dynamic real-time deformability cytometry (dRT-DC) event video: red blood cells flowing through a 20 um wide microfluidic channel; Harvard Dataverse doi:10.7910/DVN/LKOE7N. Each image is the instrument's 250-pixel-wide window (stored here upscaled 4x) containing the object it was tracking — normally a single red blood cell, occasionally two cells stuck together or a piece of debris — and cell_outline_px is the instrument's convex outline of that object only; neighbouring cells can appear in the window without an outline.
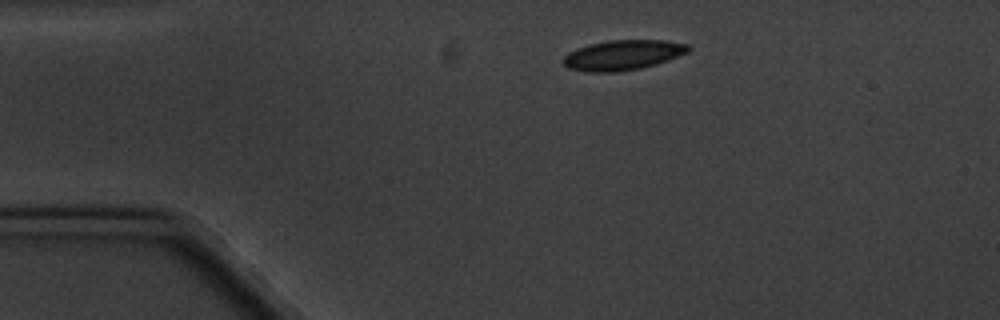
{"species": "common noctule bat (a hibernating species)", "species_latin": "Nyctalus noctula", "temperature_condition": "cold", "stored_images_in_passage": 5, "camera_frame_rate_fps": 3000, "um_per_image_px": 0.085, "animal": {"sex": "male", "body_mass_g": 20.1, "forearm_length_mm": 53.5}, "frame": {"image": 1, "passage_image": 1, "time_ms": 0.0, "image_size_px": [1000, 320], "cell_outline_px": [[692, 48], [688, 52], [668, 60], [656, 64], [640, 68], [616, 72], [588, 72], [568, 68], [560, 60], [568, 52], [576, 48], [588, 44], [608, 40], [664, 40], [688, 44]], "centroid_in_image_um": [52.91, 4.67], "position_along_channel_um": 32.1, "area_um2": 22.08}}
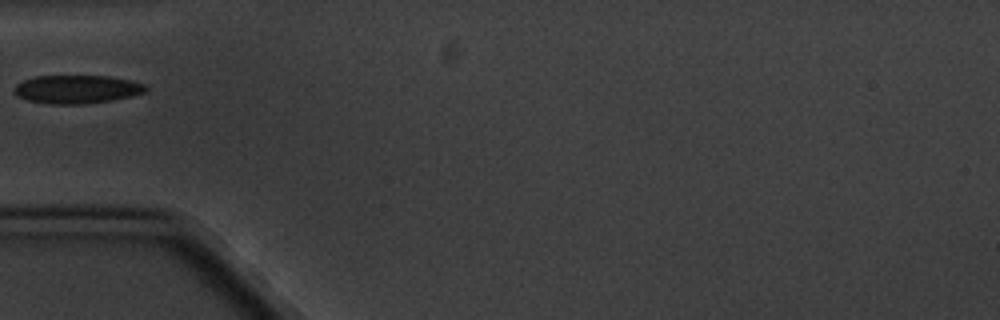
{"frame": {"image": 2, "passage_image": 3, "time_ms": 2.667, "image_size_px": [1000, 320], "cell_outline_px": [[148, 88], [144, 92], [112, 100], [84, 104], [48, 104], [28, 100], [20, 96], [16, 92], [16, 84], [24, 80], [36, 76], [108, 76], [128, 80], [144, 84]], "centroid_in_image_um": [6.54, 7.59], "position_along_channel_um": 78.5, "area_um2": 21.33}}